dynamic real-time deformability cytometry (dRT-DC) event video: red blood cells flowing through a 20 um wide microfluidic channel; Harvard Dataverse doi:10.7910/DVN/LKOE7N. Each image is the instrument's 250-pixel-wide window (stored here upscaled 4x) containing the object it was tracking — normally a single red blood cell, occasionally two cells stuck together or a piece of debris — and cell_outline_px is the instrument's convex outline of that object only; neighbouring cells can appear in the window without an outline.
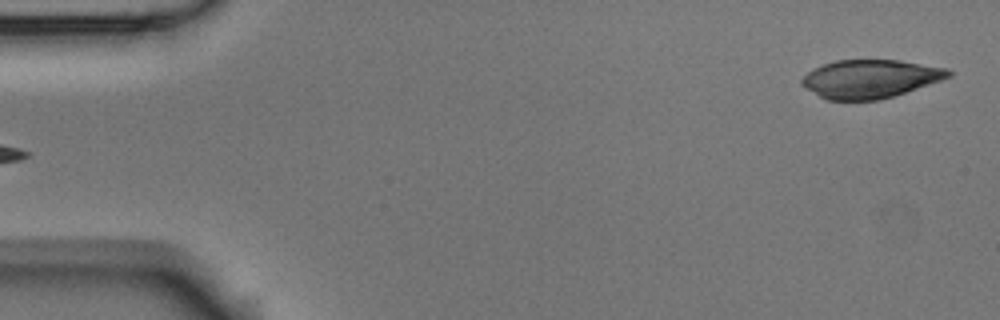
{"species": "Egyptian fruit bat (a non-hibernating species)", "species_latin": "Rousettus aegyptiacus", "temperature_condition": "room temperature", "stored_images_in_passage": 4, "camera_frame_rate_fps": 3000, "um_per_image_px": 0.085, "animal": {"sex": "male"}, "frame": {"image": 1, "passage_image": 4, "time_ms": 4.0, "image_size_px": [1000, 320], "cell_outline_px": [[952, 76], [880, 100], [824, 100], [800, 84], [800, 80], [812, 68], [836, 60], [900, 60], [948, 68], [952, 72]], "centroid_in_image_um": [73.93, 6.7], "position_along_channel_um": 11.1, "area_um2": 32.71}}